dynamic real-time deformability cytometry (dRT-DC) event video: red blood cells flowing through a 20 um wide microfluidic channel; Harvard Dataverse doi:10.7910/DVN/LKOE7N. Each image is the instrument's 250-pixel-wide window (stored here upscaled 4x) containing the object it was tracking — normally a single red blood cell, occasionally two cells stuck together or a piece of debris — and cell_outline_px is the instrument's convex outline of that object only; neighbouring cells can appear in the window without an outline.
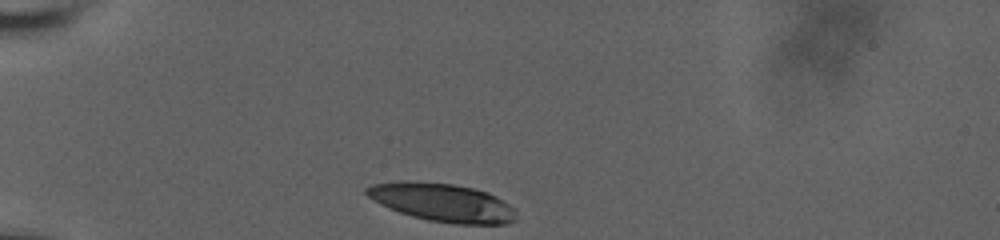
{"species": "human", "species_latin": "Homo sapiens", "temperature_condition": "room temperature", "stored_images_in_passage": 3, "camera_frame_rate_fps": 3000, "um_per_image_px": 0.085, "donor": {"sex": "male"}, "frame": {"image": 1, "passage_image": 1, "time_ms": 0.0, "image_size_px": [1000, 240], "cell_outline_px": [[516, 220], [508, 224], [456, 224], [428, 220], [412, 216], [400, 212], [380, 204], [368, 196], [364, 192], [364, 188], [372, 184], [400, 180], [408, 180], [452, 184], [472, 188], [488, 192], [496, 196], [508, 204], [512, 208]], "centroid_in_image_um": [37.56, 17.2], "position_along_channel_um": 47.4, "area_um2": 33.29}}
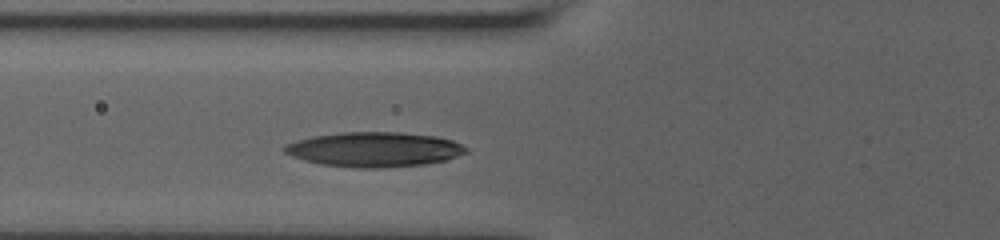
{"frame": {"image": 2, "passage_image": 3, "time_ms": 2.333, "image_size_px": [1000, 240], "cell_outline_px": [[468, 152], [448, 160], [424, 164], [384, 168], [356, 168], [320, 164], [304, 160], [292, 156], [284, 152], [284, 144], [296, 140], [312, 136], [340, 132], [400, 132], [436, 136], [452, 140], [468, 148]], "centroid_in_image_um": [31.81, 12.7], "position_along_channel_um": 94.0, "area_um2": 37.05}}